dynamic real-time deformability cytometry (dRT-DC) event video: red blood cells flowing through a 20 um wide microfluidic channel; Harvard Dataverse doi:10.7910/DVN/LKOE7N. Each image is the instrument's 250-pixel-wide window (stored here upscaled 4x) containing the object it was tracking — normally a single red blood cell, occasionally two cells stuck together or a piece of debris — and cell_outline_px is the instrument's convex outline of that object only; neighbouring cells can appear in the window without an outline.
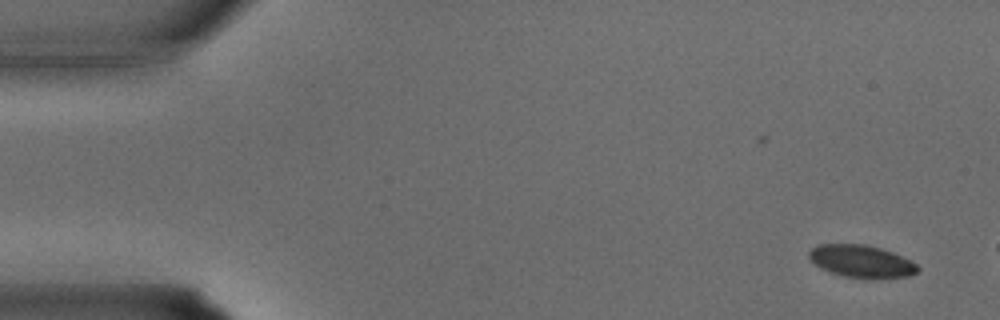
{"species": "common noctule bat (a hibernating species)", "species_latin": "Nyctalus noctula", "temperature_condition": "warm", "stored_images_in_passage": 5, "camera_frame_rate_fps": 3000, "um_per_image_px": 0.085, "animal": {"sex": "male", "body_mass_g": 15.6}, "frame": {"image": 1, "passage_image": 1, "time_ms": 0.0, "image_size_px": [1000, 320], "cell_outline_px": [[920, 268], [916, 272], [908, 276], [872, 280], [864, 280], [844, 276], [820, 268], [808, 256], [808, 252], [812, 248], [820, 244], [864, 244], [880, 248], [892, 252], [916, 264]], "centroid_in_image_um": [73.22, 22.23], "position_along_channel_um": 11.8, "area_um2": 20.63}}